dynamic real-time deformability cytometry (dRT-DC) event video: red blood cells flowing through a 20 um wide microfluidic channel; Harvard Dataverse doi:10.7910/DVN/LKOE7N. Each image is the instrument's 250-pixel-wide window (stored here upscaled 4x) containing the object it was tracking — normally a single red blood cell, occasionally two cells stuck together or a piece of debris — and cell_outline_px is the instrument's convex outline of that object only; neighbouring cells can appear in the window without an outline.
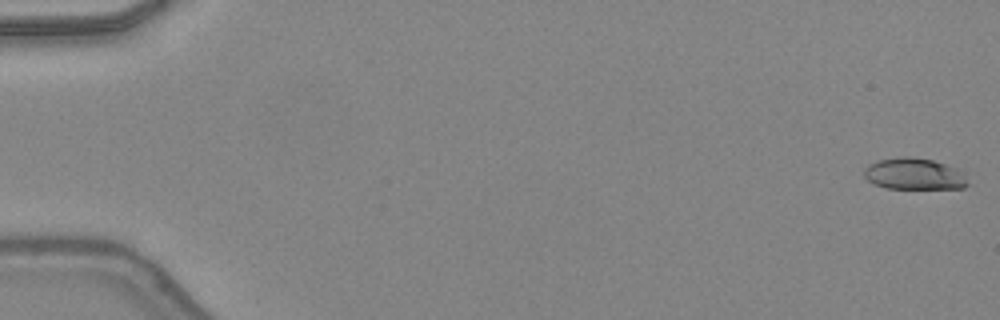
{"species": "common noctule bat (a hibernating species)", "species_latin": "Nyctalus noctula", "temperature_condition": "warm", "stored_images_in_passage": 48, "camera_frame_rate_fps": 3000, "um_per_image_px": 0.085, "animal": {"sex": "female", "body_mass_g": 24.6, "forearm_length_mm": 56.2}, "frame": {"image": 1, "passage_image": 1, "time_ms": 0.0, "image_size_px": [1000, 320], "cell_outline_px": [[968, 184], [964, 188], [888, 188], [876, 184], [868, 180], [864, 176], [864, 168], [868, 164], [880, 160], [900, 156], [912, 156], [932, 160], [956, 168], [964, 172]], "centroid_in_image_um": [77.71, 14.77], "position_along_channel_um": 7.3, "area_um2": 18.96}}
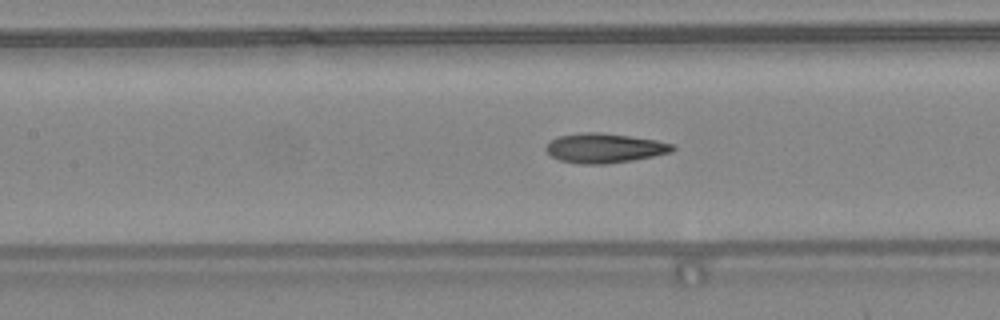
{"frame": {"image": 2, "passage_image": 23, "time_ms": 7.333, "image_size_px": [1000, 320], "cell_outline_px": [[676, 148], [672, 152], [632, 160], [608, 164], [580, 164], [560, 160], [552, 156], [544, 148], [552, 140], [560, 136], [584, 132], [600, 132], [656, 140], [676, 144]], "centroid_in_image_um": [51.42, 12.59], "position_along_channel_um": 156.0, "area_um2": 21.68}}
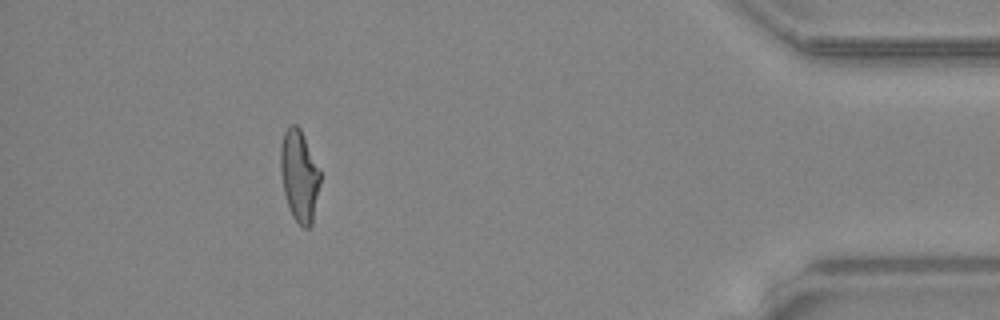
{"frame": {"image": 3, "passage_image": 44, "time_ms": 14.333, "image_size_px": [1000, 320], "cell_outline_px": [[320, 184], [312, 224], [308, 228], [304, 228], [292, 216], [284, 192], [280, 172], [280, 148], [284, 132], [292, 124], [296, 124], [300, 128], [320, 168]], "centroid_in_image_um": [25.45, 14.93], "position_along_channel_um": 409.8, "area_um2": 21.15}, "authors_computed_cell_mechanics": {"area_um2": 21.1548, "velocity_mm_per_s": 4.3794, "shape_relaxation_time_tau1_ms": null, "shape_relaxation_time_tau2_ms": 1.9335, "deformation_change_tau1": null, "deformation_change_tau2": 0.1115}}